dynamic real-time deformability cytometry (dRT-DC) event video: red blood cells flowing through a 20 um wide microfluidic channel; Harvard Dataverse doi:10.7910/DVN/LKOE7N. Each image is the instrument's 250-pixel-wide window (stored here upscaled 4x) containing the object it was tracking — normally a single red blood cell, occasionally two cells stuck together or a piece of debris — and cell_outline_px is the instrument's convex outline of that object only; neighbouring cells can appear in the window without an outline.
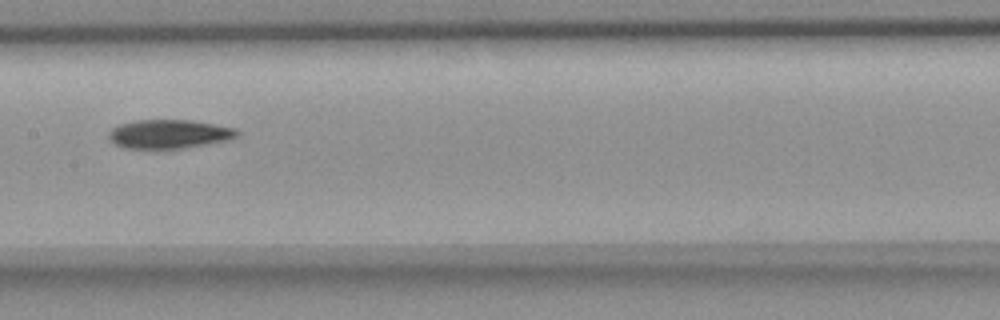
{"species": "common noctule bat (a hibernating species)", "species_latin": "Nyctalus noctula", "temperature_condition": "room temperature", "stored_images_in_passage": 12, "camera_frame_rate_fps": 3000, "um_per_image_px": 0.085, "animal": {"sex": "female", "body_mass_g": 18.4}, "frame": {"image": 1, "passage_image": 6, "time_ms": 6.667, "image_size_px": [1000, 320], "cell_outline_px": [[240, 136], [228, 140], [208, 144], [184, 148], [124, 148], [116, 144], [108, 136], [108, 132], [112, 128], [120, 124], [136, 120], [192, 120], [236, 128], [240, 132]], "centroid_in_image_um": [14.42, 11.39], "position_along_channel_um": 193.0, "area_um2": 21.62}}
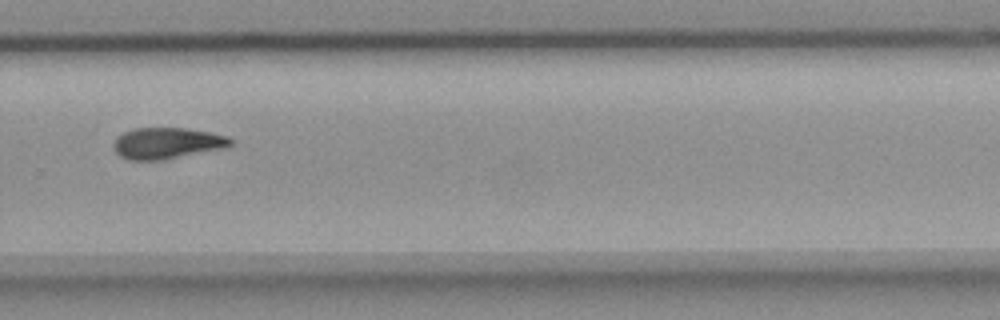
{"frame": {"image": 2, "passage_image": 9, "time_ms": 10.0, "image_size_px": [1000, 320], "cell_outline_px": [[232, 144], [228, 148], [164, 160], [132, 160], [120, 156], [116, 152], [112, 144], [116, 136], [132, 128], [184, 128], [208, 132], [228, 136], [232, 140]], "centroid_in_image_um": [14.2, 12.18], "position_along_channel_um": 315.6, "area_um2": 21.56}}
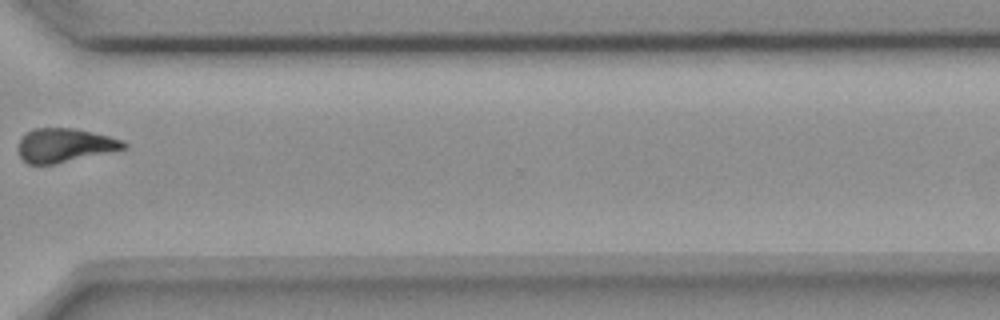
{"frame": {"image": 3, "passage_image": 10, "time_ms": 11.333, "image_size_px": [1000, 320], "cell_outline_px": [[128, 148], [56, 164], [28, 164], [20, 156], [16, 148], [20, 140], [32, 128], [76, 128], [108, 136], [120, 140], [128, 144]], "centroid_in_image_um": [5.49, 12.35], "position_along_channel_um": 365.1, "area_um2": 20.81}, "authors_computed_cell_mechanics": {"area_um2": 21.6461, "velocity_mm_per_s": 3.6763, "shape_relaxation_time_tau1_ms": 6.8297, "shape_relaxation_time_tau2_ms": null, "deformation_change_tau1": 0.1465, "deformation_change_tau2": null}}